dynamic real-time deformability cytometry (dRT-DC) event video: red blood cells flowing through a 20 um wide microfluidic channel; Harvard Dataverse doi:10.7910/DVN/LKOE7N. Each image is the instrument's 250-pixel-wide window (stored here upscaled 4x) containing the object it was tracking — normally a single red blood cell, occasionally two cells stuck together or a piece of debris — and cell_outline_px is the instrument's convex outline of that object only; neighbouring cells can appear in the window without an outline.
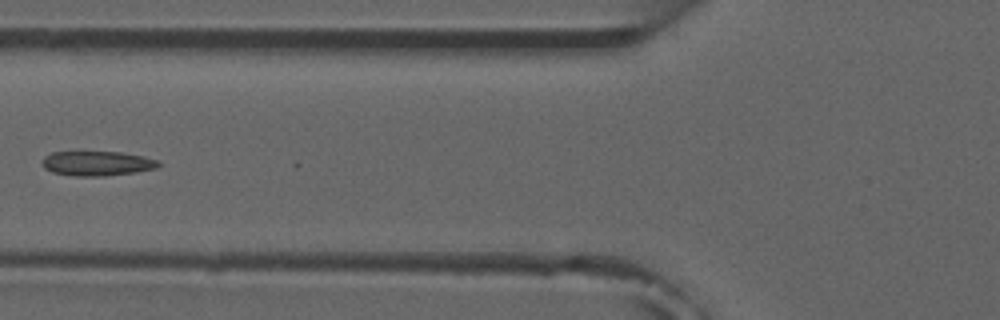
{"species": "common noctule bat (a hibernating species)", "species_latin": "Nyctalus noctula", "temperature_condition": "room temperature", "stored_images_in_passage": 6, "camera_frame_rate_fps": 3000, "um_per_image_px": 0.085, "animal": {"sex": "male", "forearm_length_mm": 52.5}, "frame": {"image": 1, "passage_image": 6, "time_ms": 6.333, "image_size_px": [1000, 320], "cell_outline_px": [[160, 164], [156, 168], [136, 172], [104, 176], [72, 176], [52, 172], [44, 168], [40, 160], [44, 156], [52, 152], [80, 148], [120, 152], [144, 156], [156, 160]], "centroid_in_image_um": [8.14, 13.83], "position_along_channel_um": 117.7, "area_um2": 17.74}}